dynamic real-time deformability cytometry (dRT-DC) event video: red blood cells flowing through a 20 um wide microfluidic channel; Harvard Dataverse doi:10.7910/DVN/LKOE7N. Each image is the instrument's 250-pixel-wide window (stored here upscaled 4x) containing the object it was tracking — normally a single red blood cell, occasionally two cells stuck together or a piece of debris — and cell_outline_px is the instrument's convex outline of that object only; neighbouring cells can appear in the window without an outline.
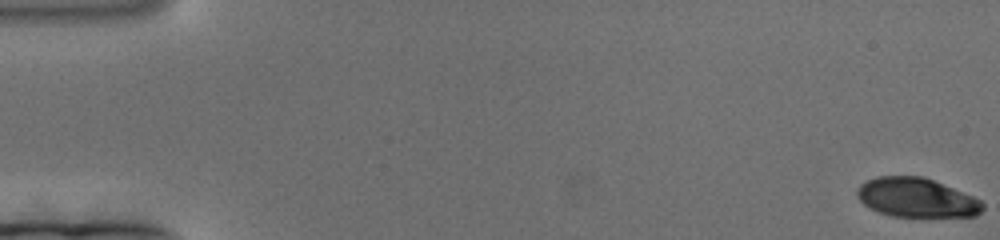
{"species": "human", "species_latin": "Homo sapiens", "temperature_condition": "cold", "stored_images_in_passage": 186, "camera_frame_rate_fps": 3000, "um_per_image_px": 0.085, "donor": {"sex": "female"}, "frame": {"image": 1, "passage_image": 1, "time_ms": 0.0, "image_size_px": [1000, 240], "cell_outline_px": [[984, 208], [976, 216], [892, 216], [880, 212], [864, 204], [856, 196], [856, 192], [860, 184], [876, 176], [924, 176], [972, 196], [980, 200], [984, 204]], "centroid_in_image_um": [77.89, 16.79], "position_along_channel_um": 7.1, "area_um2": 28.44}}
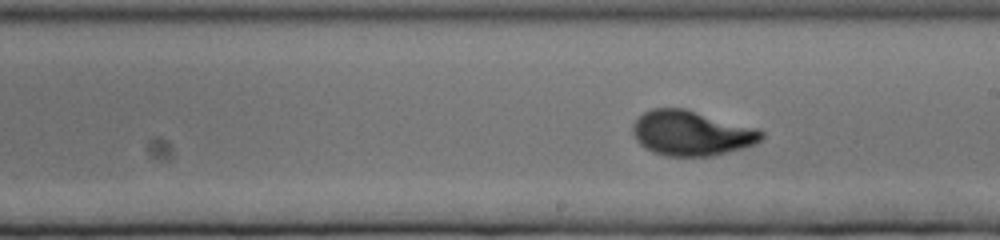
{"frame": {"image": 2, "passage_image": 106, "time_ms": 35.0, "image_size_px": [1000, 240], "cell_outline_px": [[764, 136], [756, 144], [744, 148], [712, 156], [668, 156], [652, 152], [644, 148], [636, 140], [632, 132], [632, 124], [644, 112], [652, 108], [684, 108], [760, 128], [764, 132]], "centroid_in_image_um": [58.8, 11.32], "position_along_channel_um": 230.2, "area_um2": 34.1}}
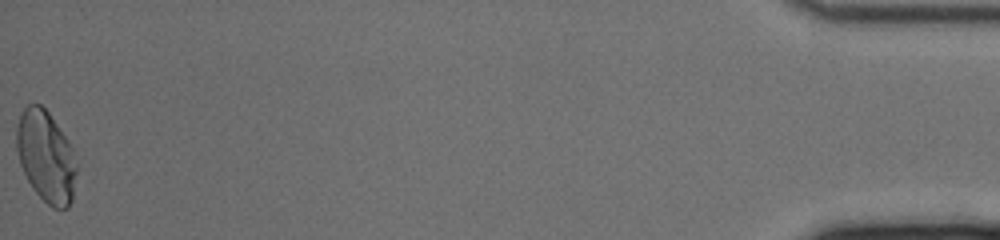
{"frame": {"image": 3, "passage_image": 186, "time_ms": 61.667, "image_size_px": [1000, 240], "cell_outline_px": [[76, 172], [72, 200], [68, 208], [52, 208], [32, 188], [20, 164], [16, 152], [16, 128], [20, 112], [28, 104], [40, 104], [48, 112], [68, 140], [72, 148], [76, 164]], "centroid_in_image_um": [3.89, 13.29], "position_along_channel_um": 431.3, "area_um2": 31.91}}